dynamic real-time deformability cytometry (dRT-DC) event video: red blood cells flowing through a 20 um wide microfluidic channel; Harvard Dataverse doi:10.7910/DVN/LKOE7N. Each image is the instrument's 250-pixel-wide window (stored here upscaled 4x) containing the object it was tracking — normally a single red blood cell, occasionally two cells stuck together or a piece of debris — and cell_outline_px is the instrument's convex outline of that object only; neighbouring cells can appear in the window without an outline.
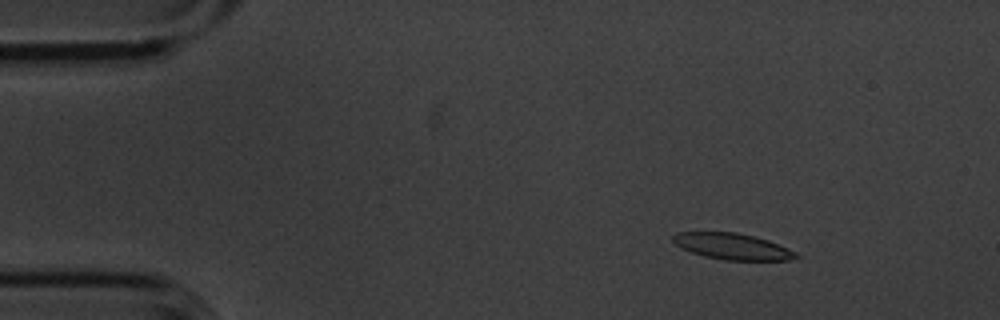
{"species": "common noctule bat (a hibernating species)", "species_latin": "Nyctalus noctula", "temperature_condition": "cold", "stored_images_in_passage": 5, "camera_frame_rate_fps": 3000, "um_per_image_px": 0.085, "animal": {"sex": "male", "body_mass_g": 20.1, "forearm_length_mm": 53.5}, "frame": {"image": 1, "passage_image": 2, "time_ms": 0.333, "image_size_px": [1000, 320], "cell_outline_px": [[800, 256], [788, 260], [724, 260], [704, 256], [692, 252], [676, 244], [672, 240], [672, 236], [676, 232], [736, 232], [768, 240], [796, 252]], "centroid_in_image_um": [62.24, 20.94], "position_along_channel_um": 22.8, "area_um2": 18.55}}